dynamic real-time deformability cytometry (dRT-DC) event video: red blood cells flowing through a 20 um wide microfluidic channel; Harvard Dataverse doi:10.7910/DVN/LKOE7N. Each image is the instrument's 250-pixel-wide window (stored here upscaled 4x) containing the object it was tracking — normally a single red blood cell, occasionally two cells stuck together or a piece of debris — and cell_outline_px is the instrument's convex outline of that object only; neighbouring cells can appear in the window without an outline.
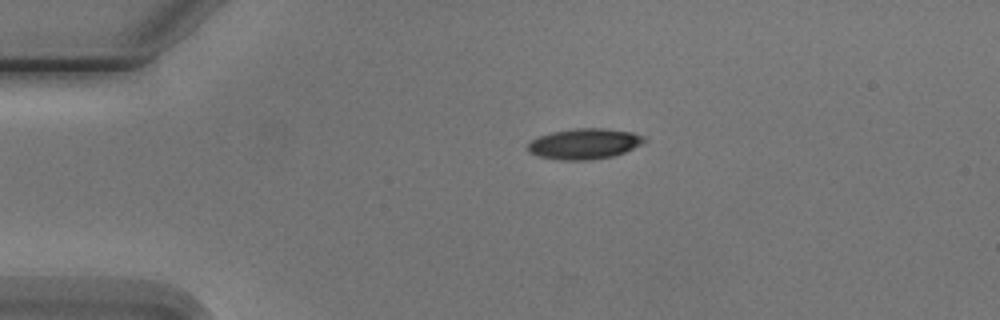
{"species": "Egyptian fruit bat (a non-hibernating species)", "species_latin": "Rousettus aegyptiacus", "temperature_condition": "cold", "stored_images_in_passage": 2, "camera_frame_rate_fps": 3000, "um_per_image_px": 0.085, "animal": {"sex": "male"}, "frame": {"image": 1, "passage_image": 1, "time_ms": 0.0, "image_size_px": [1000, 320], "cell_outline_px": [[648, 140], [624, 152], [612, 156], [588, 160], [560, 160], [540, 156], [528, 152], [528, 144], [532, 140], [540, 136], [552, 132], [572, 128], [604, 128], [632, 132], [644, 136]], "centroid_in_image_um": [49.67, 12.21], "position_along_channel_um": 35.3, "area_um2": 20.63}}